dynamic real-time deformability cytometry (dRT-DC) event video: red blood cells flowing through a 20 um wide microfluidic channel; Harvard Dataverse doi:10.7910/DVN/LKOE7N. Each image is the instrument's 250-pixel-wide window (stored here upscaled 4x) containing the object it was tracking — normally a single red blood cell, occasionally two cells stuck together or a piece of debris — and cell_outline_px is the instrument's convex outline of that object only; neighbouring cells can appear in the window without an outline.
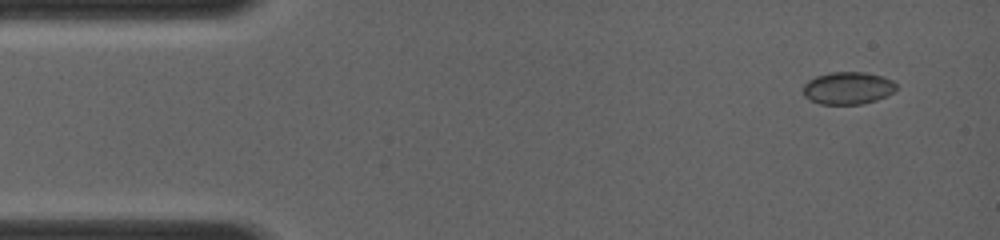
{"species": "common noctule bat (a hibernating species)", "species_latin": "Nyctalus noctula", "temperature_condition": "room temperature", "stored_images_in_passage": 6, "camera_frame_rate_fps": 4000, "um_per_image_px": 0.085, "animal": {"sex": "female", "body_mass_g": 19.0, "forearm_length_mm": 56.7}, "frame": {"image": 1, "passage_image": 1, "time_ms": 0.0, "image_size_px": [1000, 240], "cell_outline_px": [[896, 88], [892, 92], [876, 100], [860, 104], [820, 104], [808, 100], [804, 96], [804, 84], [808, 80], [816, 76], [828, 72], [864, 72], [884, 76], [892, 80], [896, 84]], "centroid_in_image_um": [72.04, 7.48], "position_along_channel_um": 13.0, "area_um2": 17.63}}
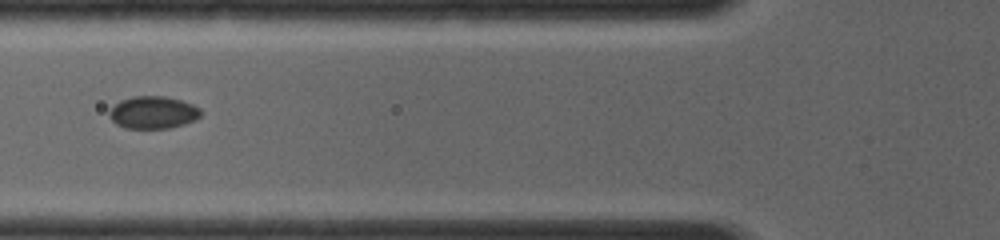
{"frame": {"image": 2, "passage_image": 5, "time_ms": 4.25, "image_size_px": [1000, 240], "cell_outline_px": [[204, 112], [196, 120], [184, 124], [168, 128], [124, 128], [116, 124], [108, 116], [108, 112], [120, 100], [132, 96], [164, 96], [180, 100], [192, 104], [200, 108]], "centroid_in_image_um": [13.02, 9.56], "position_along_channel_um": 112.8, "area_um2": 17.4}}
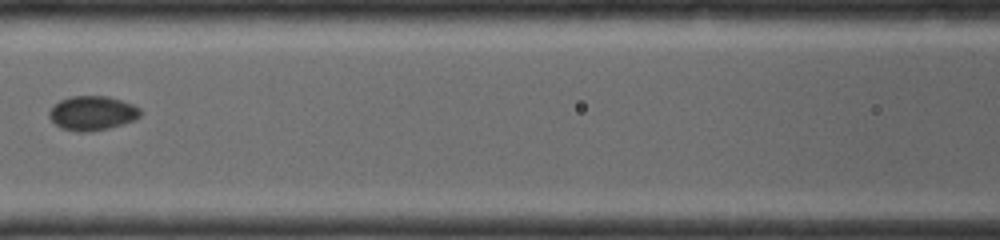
{"frame": {"image": 3, "passage_image": 6, "time_ms": 5.25, "image_size_px": [1000, 240], "cell_outline_px": [[140, 116], [136, 120], [124, 124], [108, 128], [88, 132], [76, 132], [60, 128], [48, 116], [48, 112], [60, 100], [72, 96], [108, 96], [132, 104], [140, 108]], "centroid_in_image_um": [7.85, 9.63], "position_along_channel_um": 158.7, "area_um2": 18.26}}